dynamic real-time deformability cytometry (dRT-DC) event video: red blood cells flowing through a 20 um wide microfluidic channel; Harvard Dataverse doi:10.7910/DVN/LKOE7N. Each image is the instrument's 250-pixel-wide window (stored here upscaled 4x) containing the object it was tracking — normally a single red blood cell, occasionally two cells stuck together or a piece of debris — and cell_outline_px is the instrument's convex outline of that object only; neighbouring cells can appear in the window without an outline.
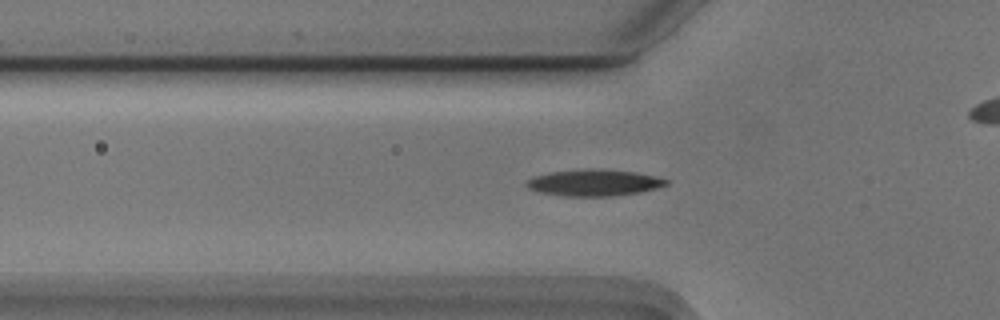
{"species": "Egyptian fruit bat (a non-hibernating species)", "species_latin": "Rousettus aegyptiacus", "temperature_condition": "cold", "stored_images_in_passage": 49, "camera_frame_rate_fps": 3000, "um_per_image_px": 0.085, "animal": {"sex": "male"}, "frame": {"image": 1, "passage_image": 17, "time_ms": 5.333, "image_size_px": [1000, 320], "cell_outline_px": [[668, 184], [656, 188], [640, 192], [612, 196], [564, 196], [540, 192], [528, 188], [524, 184], [524, 180], [532, 176], [552, 172], [588, 168], [592, 168], [632, 172], [652, 176], [668, 180]], "centroid_in_image_um": [50.41, 15.53], "position_along_channel_um": 75.4, "area_um2": 21.44}}
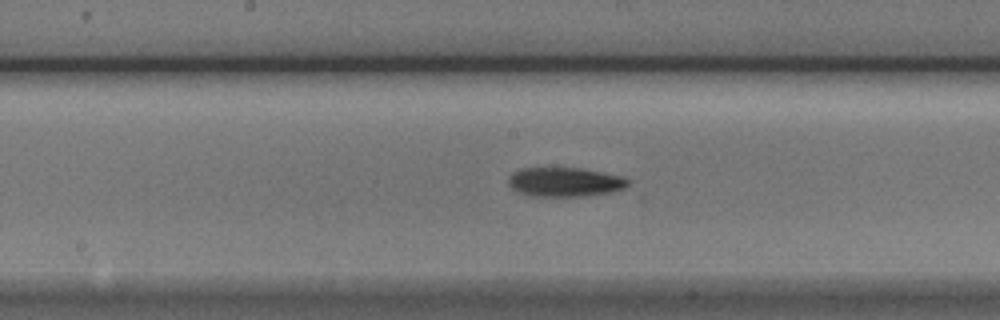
{"frame": {"image": 2, "passage_image": 27, "time_ms": 8.667, "image_size_px": [1000, 320], "cell_outline_px": [[628, 184], [624, 188], [612, 192], [588, 196], [532, 196], [520, 192], [512, 188], [508, 184], [508, 176], [512, 172], [520, 168], [580, 168], [620, 176], [628, 180]], "centroid_in_image_um": [47.97, 15.47], "position_along_channel_um": 200.2, "area_um2": 20.29}}
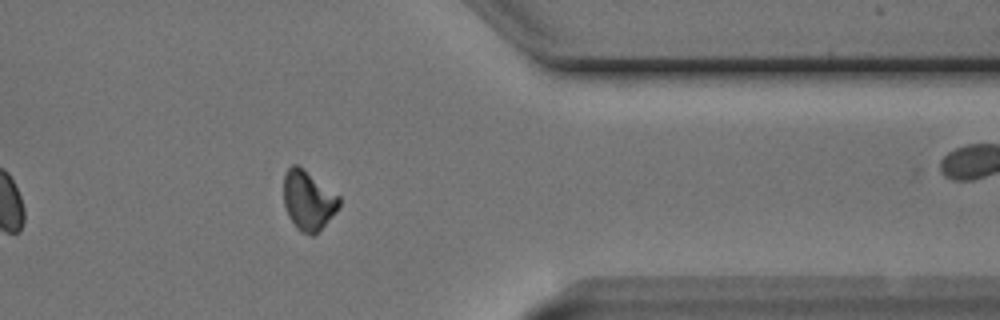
{"frame": {"image": 3, "passage_image": 43, "time_ms": 14.0, "image_size_px": [1000, 320], "cell_outline_px": [[340, 204], [336, 212], [312, 236], [300, 232], [296, 228], [288, 216], [284, 204], [284, 172], [292, 164], [296, 164], [304, 168], [340, 196]], "centroid_in_image_um": [26.19, 17.01], "position_along_channel_um": 385.2, "area_um2": 19.31}, "authors_computed_cell_mechanics": {"area_um2": 19.8832, "velocity_mm_per_s": 3.727, "shape_relaxation_time_tau1_ms": 6.6207, "shape_relaxation_time_tau2_ms": null, "deformation_change_tau1": 0.1395, "deformation_change_tau2": null}}